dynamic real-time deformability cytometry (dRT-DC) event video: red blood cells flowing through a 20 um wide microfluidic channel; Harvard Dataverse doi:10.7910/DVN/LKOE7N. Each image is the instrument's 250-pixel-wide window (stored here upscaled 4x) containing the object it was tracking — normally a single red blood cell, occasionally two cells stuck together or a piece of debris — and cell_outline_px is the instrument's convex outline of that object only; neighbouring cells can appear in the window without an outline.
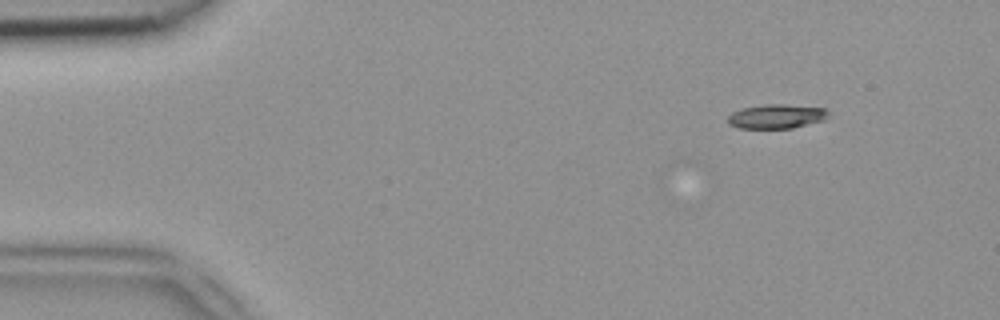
{"species": "common noctule bat (a hibernating species)", "species_latin": "Nyctalus noctula", "temperature_condition": "room temperature", "stored_images_in_passage": 14, "camera_frame_rate_fps": 3000, "um_per_image_px": 0.085, "animal": {"sex": "female", "body_mass_g": 18.4}, "frame": {"image": 1, "passage_image": 1, "time_ms": 0.0, "image_size_px": [1000, 320], "cell_outline_px": [[832, 116], [824, 120], [792, 128], [740, 128], [728, 124], [728, 116], [732, 112], [744, 108], [764, 104], [784, 104], [828, 108]], "centroid_in_image_um": [66.08, 9.88], "position_along_channel_um": 18.9, "area_um2": 14.39}}
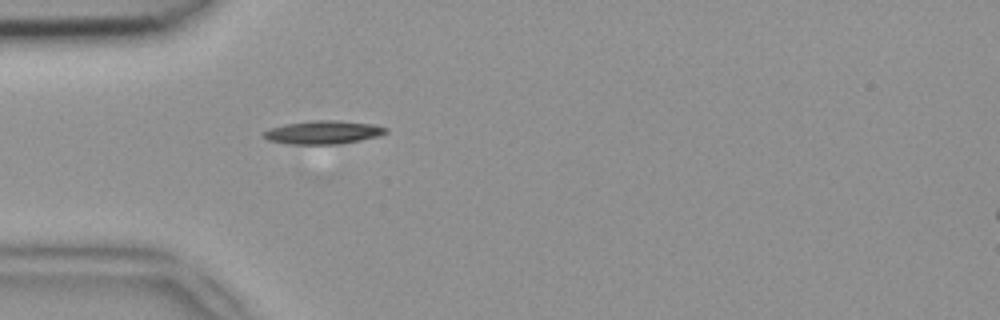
{"frame": {"image": 2, "passage_image": 10, "time_ms": 3.0, "image_size_px": [1000, 320], "cell_outline_px": [[388, 132], [380, 136], [340, 144], [288, 144], [268, 140], [264, 136], [264, 132], [272, 128], [284, 124], [312, 120], [336, 120], [376, 124], [388, 128]], "centroid_in_image_um": [27.54, 11.24], "position_along_channel_um": 57.5, "area_um2": 16.7}}